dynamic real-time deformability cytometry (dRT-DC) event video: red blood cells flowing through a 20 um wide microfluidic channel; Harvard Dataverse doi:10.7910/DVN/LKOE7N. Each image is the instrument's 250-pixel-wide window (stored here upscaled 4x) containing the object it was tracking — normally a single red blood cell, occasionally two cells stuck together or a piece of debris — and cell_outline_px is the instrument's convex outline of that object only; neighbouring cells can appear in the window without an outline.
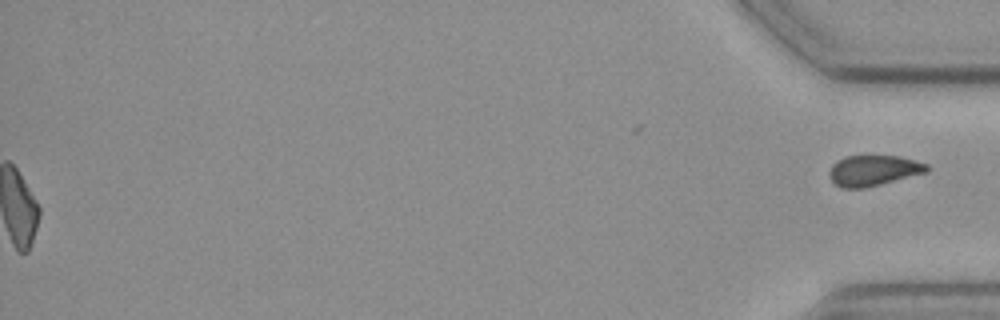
{"species": "common noctule bat (a hibernating species)", "species_latin": "Nyctalus noctula", "temperature_condition": "cold", "stored_images_in_passage": 59, "segment_of_instrument_passage": [2, 2], "camera_frame_rate_fps": 3000, "um_per_image_px": 0.085, "animal": {"sex": "female", "body_mass_g": 19.3, "forearm_length_mm": 54.1}, "frame": {"image": 1, "passage_image": 59, "time_ms": 19.333, "image_size_px": [1000, 320], "cell_outline_px": [[928, 172], [864, 188], [844, 188], [836, 184], [828, 176], [828, 172], [832, 164], [836, 160], [844, 156], [900, 156], [928, 164]], "centroid_in_image_um": [74.22, 14.48], "position_along_channel_um": 361.0, "area_um2": 17.4}}